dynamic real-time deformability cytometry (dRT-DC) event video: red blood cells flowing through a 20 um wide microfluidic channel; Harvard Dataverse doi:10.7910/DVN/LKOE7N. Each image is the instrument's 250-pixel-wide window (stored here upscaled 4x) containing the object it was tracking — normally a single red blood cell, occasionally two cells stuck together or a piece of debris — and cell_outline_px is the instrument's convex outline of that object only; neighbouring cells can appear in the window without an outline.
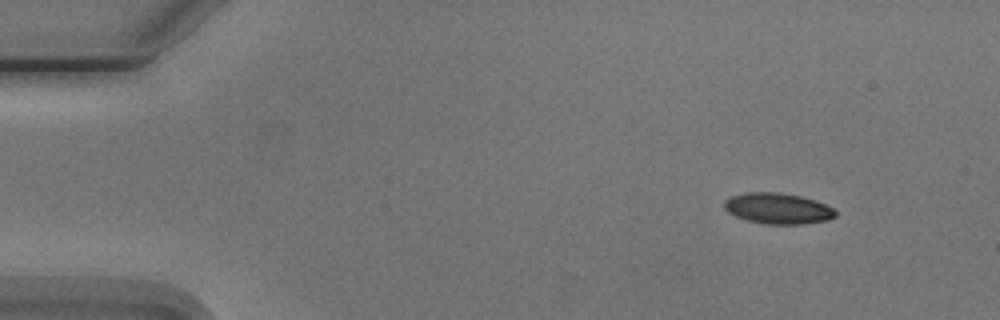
{"species": "Egyptian fruit bat (a non-hibernating species)", "species_latin": "Rousettus aegyptiacus", "temperature_condition": "cold", "stored_images_in_passage": 8, "camera_frame_rate_fps": 3000, "um_per_image_px": 0.085, "animal": {"sex": "male"}, "frame": {"image": 1, "passage_image": 1, "time_ms": 0.0, "image_size_px": [1000, 320], "cell_outline_px": [[836, 216], [828, 220], [800, 224], [768, 224], [748, 220], [736, 216], [728, 212], [724, 208], [724, 200], [732, 196], [744, 192], [780, 192], [800, 196], [816, 200], [832, 208], [836, 212]], "centroid_in_image_um": [66.11, 17.71], "position_along_channel_um": 18.9, "area_um2": 19.94}}
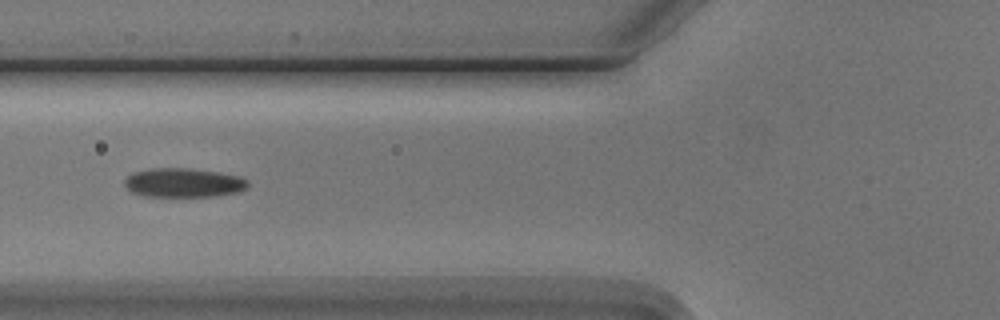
{"frame": {"image": 2, "passage_image": 5, "time_ms": 5.0, "image_size_px": [1000, 320], "cell_outline_px": [[248, 188], [236, 192], [216, 196], [144, 196], [132, 192], [124, 184], [124, 180], [132, 172], [152, 168], [188, 168], [220, 172], [240, 176], [248, 180]], "centroid_in_image_um": [15.61, 15.52], "position_along_channel_um": 110.2, "area_um2": 20.98}}
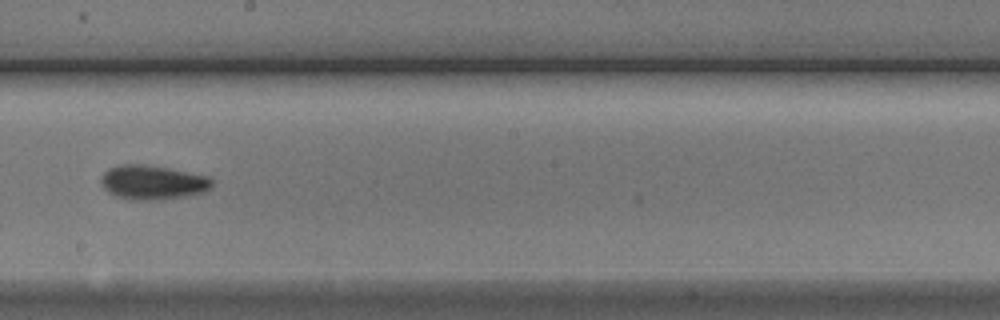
{"frame": {"image": 3, "passage_image": 8, "time_ms": 8.333, "image_size_px": [1000, 320], "cell_outline_px": [[212, 184], [204, 192], [164, 200], [128, 200], [116, 196], [108, 192], [104, 188], [100, 180], [100, 176], [108, 168], [120, 164], [144, 164], [168, 168], [208, 176], [212, 180]], "centroid_in_image_um": [12.92, 15.5], "position_along_channel_um": 235.3, "area_um2": 22.31}}